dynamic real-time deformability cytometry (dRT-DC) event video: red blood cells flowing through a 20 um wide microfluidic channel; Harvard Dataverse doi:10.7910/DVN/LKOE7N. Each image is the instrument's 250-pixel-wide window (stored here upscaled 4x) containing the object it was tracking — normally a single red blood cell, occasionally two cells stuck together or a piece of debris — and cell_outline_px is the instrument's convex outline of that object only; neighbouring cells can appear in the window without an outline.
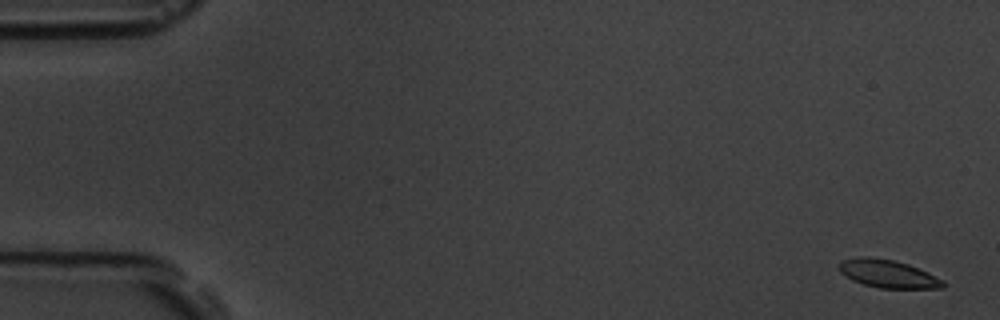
{"species": "common noctule bat (a hibernating species)", "species_latin": "Nyctalus noctula", "temperature_condition": "room temperature", "stored_images_in_passage": 28, "camera_frame_rate_fps": 3000, "um_per_image_px": 0.085, "animal": {"sex": "male", "body_mass_g": 19.5, "forearm_length_mm": 54.6}, "frame": {"image": 1, "passage_image": 2, "time_ms": 0.333, "image_size_px": [1000, 320], "cell_outline_px": [[944, 288], [880, 288], [864, 284], [852, 280], [840, 272], [840, 260], [860, 256], [868, 256], [892, 260], [908, 264], [944, 280]], "centroid_in_image_um": [75.45, 23.26], "position_along_channel_um": 9.5, "area_um2": 16.76}}
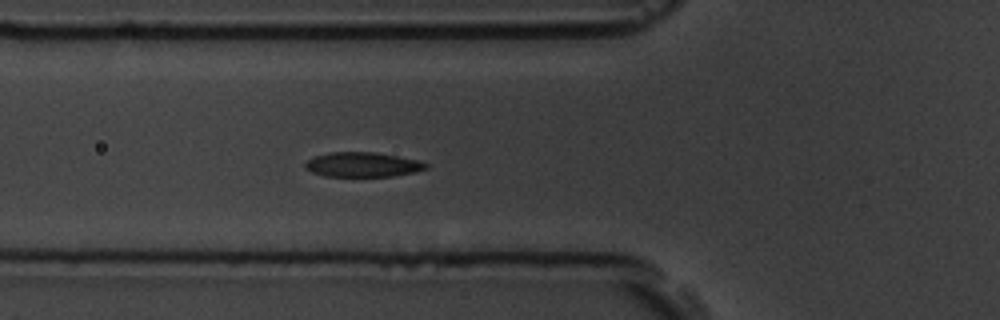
{"frame": {"image": 2, "passage_image": 21, "time_ms": 6.667, "image_size_px": [1000, 320], "cell_outline_px": [[428, 168], [416, 172], [392, 176], [324, 176], [312, 172], [304, 168], [304, 164], [308, 160], [316, 156], [328, 152], [376, 152], [416, 160], [428, 164]], "centroid_in_image_um": [30.8, 13.99], "position_along_channel_um": 95.0, "area_um2": 17.28}}
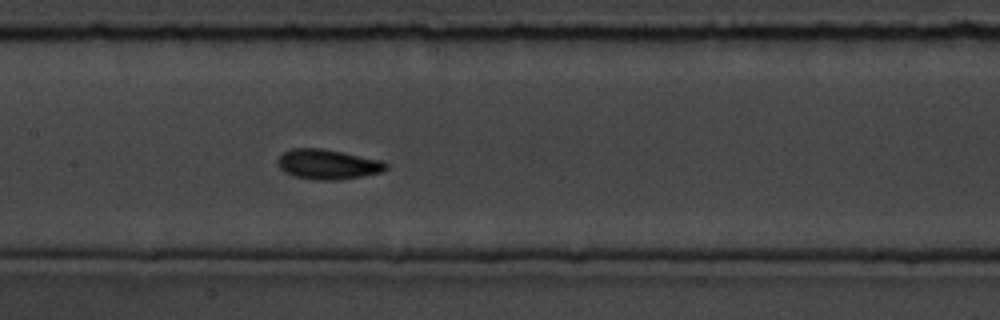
{"frame": {"image": 3, "passage_image": 28, "time_ms": 9.0, "image_size_px": [1000, 320], "cell_outline_px": [[388, 168], [380, 172], [340, 180], [312, 180], [296, 176], [284, 172], [276, 164], [280, 156], [284, 152], [292, 148], [320, 148], [384, 160], [388, 164]], "centroid_in_image_um": [27.87, 13.97], "position_along_channel_um": 179.5, "area_um2": 18.9}}